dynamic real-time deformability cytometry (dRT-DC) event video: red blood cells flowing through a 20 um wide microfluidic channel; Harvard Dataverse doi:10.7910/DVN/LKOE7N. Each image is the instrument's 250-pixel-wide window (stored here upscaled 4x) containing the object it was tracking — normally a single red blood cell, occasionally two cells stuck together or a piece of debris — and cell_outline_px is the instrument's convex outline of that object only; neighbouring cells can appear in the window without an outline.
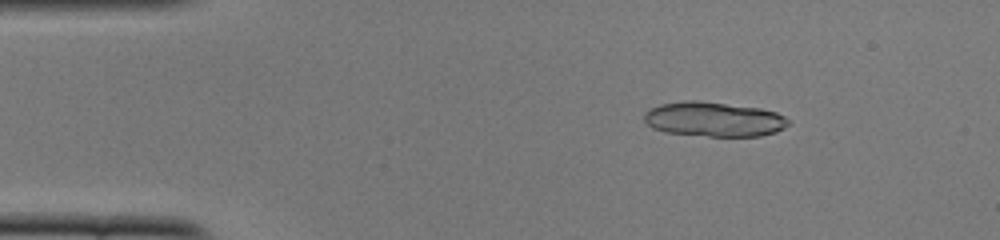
{"species": "common noctule bat (a hibernating species)", "species_latin": "Nyctalus noctula", "temperature_condition": "cold", "stored_images_in_passage": 50, "segment_of_instrument_passage": [1, 2], "camera_frame_rate_fps": 3000, "um_per_image_px": 0.085, "animal": {"sex": "female", "body_mass_g": 22.0, "forearm_length_mm": 56.7}, "frame": {"image": 1, "passage_image": 7, "time_ms": 2.0, "image_size_px": [1000, 240], "cell_outline_px": [[788, 124], [784, 128], [776, 132], [760, 136], [708, 136], [664, 132], [652, 128], [644, 120], [644, 112], [648, 108], [660, 104], [684, 100], [696, 100], [760, 108], [776, 112], [784, 116], [788, 120]], "centroid_in_image_um": [60.64, 10.13], "position_along_channel_um": 24.4, "area_um2": 29.25}}